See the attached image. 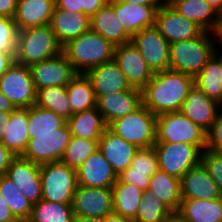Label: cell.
I'll return each instance as SVG.
<instances>
[{"label": "cell", "mask_w": 222, "mask_h": 222, "mask_svg": "<svg viewBox=\"0 0 222 222\" xmlns=\"http://www.w3.org/2000/svg\"><path fill=\"white\" fill-rule=\"evenodd\" d=\"M194 77L180 71L166 69L154 72L142 91V104L154 115L180 111Z\"/></svg>", "instance_id": "6da1fadb"}, {"label": "cell", "mask_w": 222, "mask_h": 222, "mask_svg": "<svg viewBox=\"0 0 222 222\" xmlns=\"http://www.w3.org/2000/svg\"><path fill=\"white\" fill-rule=\"evenodd\" d=\"M115 46L101 35L89 30L62 47L78 73L85 74L89 69L113 60Z\"/></svg>", "instance_id": "7a4b0ae2"}, {"label": "cell", "mask_w": 222, "mask_h": 222, "mask_svg": "<svg viewBox=\"0 0 222 222\" xmlns=\"http://www.w3.org/2000/svg\"><path fill=\"white\" fill-rule=\"evenodd\" d=\"M62 46L57 41L50 24L18 31L15 62L30 67L32 64L58 56Z\"/></svg>", "instance_id": "3957f363"}, {"label": "cell", "mask_w": 222, "mask_h": 222, "mask_svg": "<svg viewBox=\"0 0 222 222\" xmlns=\"http://www.w3.org/2000/svg\"><path fill=\"white\" fill-rule=\"evenodd\" d=\"M211 32L199 37L170 44V69L196 77L207 61L215 54Z\"/></svg>", "instance_id": "277c9868"}, {"label": "cell", "mask_w": 222, "mask_h": 222, "mask_svg": "<svg viewBox=\"0 0 222 222\" xmlns=\"http://www.w3.org/2000/svg\"><path fill=\"white\" fill-rule=\"evenodd\" d=\"M108 128L139 148H150L156 143L157 116L143 104L134 112L112 121Z\"/></svg>", "instance_id": "5b68a950"}, {"label": "cell", "mask_w": 222, "mask_h": 222, "mask_svg": "<svg viewBox=\"0 0 222 222\" xmlns=\"http://www.w3.org/2000/svg\"><path fill=\"white\" fill-rule=\"evenodd\" d=\"M40 177L43 200L72 204L78 185L75 169L61 161L46 163L40 165Z\"/></svg>", "instance_id": "8992f818"}, {"label": "cell", "mask_w": 222, "mask_h": 222, "mask_svg": "<svg viewBox=\"0 0 222 222\" xmlns=\"http://www.w3.org/2000/svg\"><path fill=\"white\" fill-rule=\"evenodd\" d=\"M156 142H185L203 151L206 148V132L181 111L163 113L157 116Z\"/></svg>", "instance_id": "52a82bcc"}, {"label": "cell", "mask_w": 222, "mask_h": 222, "mask_svg": "<svg viewBox=\"0 0 222 222\" xmlns=\"http://www.w3.org/2000/svg\"><path fill=\"white\" fill-rule=\"evenodd\" d=\"M153 147L158 155L159 169L180 179L201 162L202 150L196 145L156 142Z\"/></svg>", "instance_id": "ba28073f"}, {"label": "cell", "mask_w": 222, "mask_h": 222, "mask_svg": "<svg viewBox=\"0 0 222 222\" xmlns=\"http://www.w3.org/2000/svg\"><path fill=\"white\" fill-rule=\"evenodd\" d=\"M0 91L16 109L35 105L37 91L30 67L14 62L0 77Z\"/></svg>", "instance_id": "9c48e42d"}, {"label": "cell", "mask_w": 222, "mask_h": 222, "mask_svg": "<svg viewBox=\"0 0 222 222\" xmlns=\"http://www.w3.org/2000/svg\"><path fill=\"white\" fill-rule=\"evenodd\" d=\"M71 136L67 123L52 134L34 135L21 157L39 165L61 161Z\"/></svg>", "instance_id": "30bf717a"}, {"label": "cell", "mask_w": 222, "mask_h": 222, "mask_svg": "<svg viewBox=\"0 0 222 222\" xmlns=\"http://www.w3.org/2000/svg\"><path fill=\"white\" fill-rule=\"evenodd\" d=\"M131 43L153 72L170 69V44L155 26L135 33Z\"/></svg>", "instance_id": "8fae6325"}, {"label": "cell", "mask_w": 222, "mask_h": 222, "mask_svg": "<svg viewBox=\"0 0 222 222\" xmlns=\"http://www.w3.org/2000/svg\"><path fill=\"white\" fill-rule=\"evenodd\" d=\"M30 70L36 91L53 86L67 87L79 74L63 52L56 57L32 64Z\"/></svg>", "instance_id": "7c38bea8"}, {"label": "cell", "mask_w": 222, "mask_h": 222, "mask_svg": "<svg viewBox=\"0 0 222 222\" xmlns=\"http://www.w3.org/2000/svg\"><path fill=\"white\" fill-rule=\"evenodd\" d=\"M155 27L169 44L194 39L204 32L199 25L178 14L168 3L156 11Z\"/></svg>", "instance_id": "4fadbf2b"}, {"label": "cell", "mask_w": 222, "mask_h": 222, "mask_svg": "<svg viewBox=\"0 0 222 222\" xmlns=\"http://www.w3.org/2000/svg\"><path fill=\"white\" fill-rule=\"evenodd\" d=\"M113 60L131 88L142 90L154 74L131 42L115 46Z\"/></svg>", "instance_id": "5bb4252c"}, {"label": "cell", "mask_w": 222, "mask_h": 222, "mask_svg": "<svg viewBox=\"0 0 222 222\" xmlns=\"http://www.w3.org/2000/svg\"><path fill=\"white\" fill-rule=\"evenodd\" d=\"M72 208L74 215L102 219L113 212L112 190L77 185Z\"/></svg>", "instance_id": "9a60e30c"}, {"label": "cell", "mask_w": 222, "mask_h": 222, "mask_svg": "<svg viewBox=\"0 0 222 222\" xmlns=\"http://www.w3.org/2000/svg\"><path fill=\"white\" fill-rule=\"evenodd\" d=\"M5 175L33 205L42 199L39 164L17 156L11 160Z\"/></svg>", "instance_id": "2e32d148"}, {"label": "cell", "mask_w": 222, "mask_h": 222, "mask_svg": "<svg viewBox=\"0 0 222 222\" xmlns=\"http://www.w3.org/2000/svg\"><path fill=\"white\" fill-rule=\"evenodd\" d=\"M77 184L85 187L112 188L118 176L98 149L76 170Z\"/></svg>", "instance_id": "e0dca14e"}, {"label": "cell", "mask_w": 222, "mask_h": 222, "mask_svg": "<svg viewBox=\"0 0 222 222\" xmlns=\"http://www.w3.org/2000/svg\"><path fill=\"white\" fill-rule=\"evenodd\" d=\"M142 105V91L130 90L102 95L97 99L98 111L109 125L112 121L134 112Z\"/></svg>", "instance_id": "ac0fdd59"}, {"label": "cell", "mask_w": 222, "mask_h": 222, "mask_svg": "<svg viewBox=\"0 0 222 222\" xmlns=\"http://www.w3.org/2000/svg\"><path fill=\"white\" fill-rule=\"evenodd\" d=\"M85 75L90 79L96 98L130 90L125 75L114 60L89 69Z\"/></svg>", "instance_id": "d6986e66"}, {"label": "cell", "mask_w": 222, "mask_h": 222, "mask_svg": "<svg viewBox=\"0 0 222 222\" xmlns=\"http://www.w3.org/2000/svg\"><path fill=\"white\" fill-rule=\"evenodd\" d=\"M98 149L114 172L121 174L129 166L138 148L107 128L98 141Z\"/></svg>", "instance_id": "ffe728a7"}, {"label": "cell", "mask_w": 222, "mask_h": 222, "mask_svg": "<svg viewBox=\"0 0 222 222\" xmlns=\"http://www.w3.org/2000/svg\"><path fill=\"white\" fill-rule=\"evenodd\" d=\"M220 106L194 85L180 111L207 132L213 124Z\"/></svg>", "instance_id": "44dd1931"}, {"label": "cell", "mask_w": 222, "mask_h": 222, "mask_svg": "<svg viewBox=\"0 0 222 222\" xmlns=\"http://www.w3.org/2000/svg\"><path fill=\"white\" fill-rule=\"evenodd\" d=\"M182 199H217L222 193L217 183L200 163L188 170L181 178Z\"/></svg>", "instance_id": "7402d4cb"}, {"label": "cell", "mask_w": 222, "mask_h": 222, "mask_svg": "<svg viewBox=\"0 0 222 222\" xmlns=\"http://www.w3.org/2000/svg\"><path fill=\"white\" fill-rule=\"evenodd\" d=\"M161 6H144L114 0V12L122 28L132 37L144 28L155 26V14Z\"/></svg>", "instance_id": "603a6c76"}, {"label": "cell", "mask_w": 222, "mask_h": 222, "mask_svg": "<svg viewBox=\"0 0 222 222\" xmlns=\"http://www.w3.org/2000/svg\"><path fill=\"white\" fill-rule=\"evenodd\" d=\"M90 17L84 13L54 8L50 26L59 44L63 47L90 30Z\"/></svg>", "instance_id": "cb8c5ba5"}, {"label": "cell", "mask_w": 222, "mask_h": 222, "mask_svg": "<svg viewBox=\"0 0 222 222\" xmlns=\"http://www.w3.org/2000/svg\"><path fill=\"white\" fill-rule=\"evenodd\" d=\"M55 0H17L14 21L18 31L50 24Z\"/></svg>", "instance_id": "d4e9b609"}, {"label": "cell", "mask_w": 222, "mask_h": 222, "mask_svg": "<svg viewBox=\"0 0 222 222\" xmlns=\"http://www.w3.org/2000/svg\"><path fill=\"white\" fill-rule=\"evenodd\" d=\"M90 30L104 37L114 46L131 42V36L118 21L114 12V0L103 6L90 18Z\"/></svg>", "instance_id": "484cf974"}, {"label": "cell", "mask_w": 222, "mask_h": 222, "mask_svg": "<svg viewBox=\"0 0 222 222\" xmlns=\"http://www.w3.org/2000/svg\"><path fill=\"white\" fill-rule=\"evenodd\" d=\"M28 108L15 109L8 124L3 127L1 142L15 156H22L26 149L28 134Z\"/></svg>", "instance_id": "4316f807"}, {"label": "cell", "mask_w": 222, "mask_h": 222, "mask_svg": "<svg viewBox=\"0 0 222 222\" xmlns=\"http://www.w3.org/2000/svg\"><path fill=\"white\" fill-rule=\"evenodd\" d=\"M67 125L72 136L90 140H99L108 128L97 107L73 114Z\"/></svg>", "instance_id": "83f0119b"}, {"label": "cell", "mask_w": 222, "mask_h": 222, "mask_svg": "<svg viewBox=\"0 0 222 222\" xmlns=\"http://www.w3.org/2000/svg\"><path fill=\"white\" fill-rule=\"evenodd\" d=\"M168 4L178 14L192 20L206 32L213 30L219 17L205 0H171Z\"/></svg>", "instance_id": "f1b7e54d"}, {"label": "cell", "mask_w": 222, "mask_h": 222, "mask_svg": "<svg viewBox=\"0 0 222 222\" xmlns=\"http://www.w3.org/2000/svg\"><path fill=\"white\" fill-rule=\"evenodd\" d=\"M178 212L188 222H222V197L182 199Z\"/></svg>", "instance_id": "f546056e"}, {"label": "cell", "mask_w": 222, "mask_h": 222, "mask_svg": "<svg viewBox=\"0 0 222 222\" xmlns=\"http://www.w3.org/2000/svg\"><path fill=\"white\" fill-rule=\"evenodd\" d=\"M148 191L162 200L172 211L181 204V179L157 170L151 177Z\"/></svg>", "instance_id": "4dcf8cb0"}, {"label": "cell", "mask_w": 222, "mask_h": 222, "mask_svg": "<svg viewBox=\"0 0 222 222\" xmlns=\"http://www.w3.org/2000/svg\"><path fill=\"white\" fill-rule=\"evenodd\" d=\"M111 190L113 211L132 222L137 216L138 206L144 191L119 179H117Z\"/></svg>", "instance_id": "1f68e13d"}, {"label": "cell", "mask_w": 222, "mask_h": 222, "mask_svg": "<svg viewBox=\"0 0 222 222\" xmlns=\"http://www.w3.org/2000/svg\"><path fill=\"white\" fill-rule=\"evenodd\" d=\"M194 85L222 106V61L216 54L194 78Z\"/></svg>", "instance_id": "d6a6232c"}, {"label": "cell", "mask_w": 222, "mask_h": 222, "mask_svg": "<svg viewBox=\"0 0 222 222\" xmlns=\"http://www.w3.org/2000/svg\"><path fill=\"white\" fill-rule=\"evenodd\" d=\"M66 91L70 100L72 115L97 107V98L91 81L85 74L79 73L66 87Z\"/></svg>", "instance_id": "836d02e7"}, {"label": "cell", "mask_w": 222, "mask_h": 222, "mask_svg": "<svg viewBox=\"0 0 222 222\" xmlns=\"http://www.w3.org/2000/svg\"><path fill=\"white\" fill-rule=\"evenodd\" d=\"M67 123L63 117L55 112L33 105L28 108V134L34 135L52 134L54 130L63 127Z\"/></svg>", "instance_id": "e575fe53"}, {"label": "cell", "mask_w": 222, "mask_h": 222, "mask_svg": "<svg viewBox=\"0 0 222 222\" xmlns=\"http://www.w3.org/2000/svg\"><path fill=\"white\" fill-rule=\"evenodd\" d=\"M35 105L53 111L65 120L72 116L70 100L64 86L46 87L37 90Z\"/></svg>", "instance_id": "d590c367"}, {"label": "cell", "mask_w": 222, "mask_h": 222, "mask_svg": "<svg viewBox=\"0 0 222 222\" xmlns=\"http://www.w3.org/2000/svg\"><path fill=\"white\" fill-rule=\"evenodd\" d=\"M0 193L18 221L27 222L30 219L33 204L6 175L0 176Z\"/></svg>", "instance_id": "8d00e7d4"}, {"label": "cell", "mask_w": 222, "mask_h": 222, "mask_svg": "<svg viewBox=\"0 0 222 222\" xmlns=\"http://www.w3.org/2000/svg\"><path fill=\"white\" fill-rule=\"evenodd\" d=\"M72 204L48 202L43 199L33 205L27 222H73Z\"/></svg>", "instance_id": "74e56055"}, {"label": "cell", "mask_w": 222, "mask_h": 222, "mask_svg": "<svg viewBox=\"0 0 222 222\" xmlns=\"http://www.w3.org/2000/svg\"><path fill=\"white\" fill-rule=\"evenodd\" d=\"M98 141L71 136L61 162L77 170L90 155L98 150Z\"/></svg>", "instance_id": "f35d334b"}, {"label": "cell", "mask_w": 222, "mask_h": 222, "mask_svg": "<svg viewBox=\"0 0 222 222\" xmlns=\"http://www.w3.org/2000/svg\"><path fill=\"white\" fill-rule=\"evenodd\" d=\"M172 210L150 191H144L132 222H162Z\"/></svg>", "instance_id": "ab89813d"}, {"label": "cell", "mask_w": 222, "mask_h": 222, "mask_svg": "<svg viewBox=\"0 0 222 222\" xmlns=\"http://www.w3.org/2000/svg\"><path fill=\"white\" fill-rule=\"evenodd\" d=\"M132 171L148 172L151 177L159 170V159L154 147L139 148L130 163Z\"/></svg>", "instance_id": "60d3db41"}, {"label": "cell", "mask_w": 222, "mask_h": 222, "mask_svg": "<svg viewBox=\"0 0 222 222\" xmlns=\"http://www.w3.org/2000/svg\"><path fill=\"white\" fill-rule=\"evenodd\" d=\"M18 29L13 18L0 16V51L15 52Z\"/></svg>", "instance_id": "b9f144b4"}, {"label": "cell", "mask_w": 222, "mask_h": 222, "mask_svg": "<svg viewBox=\"0 0 222 222\" xmlns=\"http://www.w3.org/2000/svg\"><path fill=\"white\" fill-rule=\"evenodd\" d=\"M200 163L217 183L222 193V152L204 149L201 153Z\"/></svg>", "instance_id": "7bdbcfd3"}, {"label": "cell", "mask_w": 222, "mask_h": 222, "mask_svg": "<svg viewBox=\"0 0 222 222\" xmlns=\"http://www.w3.org/2000/svg\"><path fill=\"white\" fill-rule=\"evenodd\" d=\"M205 149L222 152V106H220L210 129L206 132Z\"/></svg>", "instance_id": "ee69618b"}, {"label": "cell", "mask_w": 222, "mask_h": 222, "mask_svg": "<svg viewBox=\"0 0 222 222\" xmlns=\"http://www.w3.org/2000/svg\"><path fill=\"white\" fill-rule=\"evenodd\" d=\"M118 179L122 182L133 184L142 191H147L149 188L150 176L148 172L132 171V167H128L119 174Z\"/></svg>", "instance_id": "f6af8a7d"}, {"label": "cell", "mask_w": 222, "mask_h": 222, "mask_svg": "<svg viewBox=\"0 0 222 222\" xmlns=\"http://www.w3.org/2000/svg\"><path fill=\"white\" fill-rule=\"evenodd\" d=\"M108 2L109 0H81V13H84L91 18Z\"/></svg>", "instance_id": "bcb514c9"}, {"label": "cell", "mask_w": 222, "mask_h": 222, "mask_svg": "<svg viewBox=\"0 0 222 222\" xmlns=\"http://www.w3.org/2000/svg\"><path fill=\"white\" fill-rule=\"evenodd\" d=\"M15 156L7 149V147L0 141V176L5 175L11 160Z\"/></svg>", "instance_id": "7dc6e473"}, {"label": "cell", "mask_w": 222, "mask_h": 222, "mask_svg": "<svg viewBox=\"0 0 222 222\" xmlns=\"http://www.w3.org/2000/svg\"><path fill=\"white\" fill-rule=\"evenodd\" d=\"M55 8L81 13V0H55Z\"/></svg>", "instance_id": "c3c4849f"}, {"label": "cell", "mask_w": 222, "mask_h": 222, "mask_svg": "<svg viewBox=\"0 0 222 222\" xmlns=\"http://www.w3.org/2000/svg\"><path fill=\"white\" fill-rule=\"evenodd\" d=\"M0 222H20L11 213L5 199L0 193Z\"/></svg>", "instance_id": "681fc988"}, {"label": "cell", "mask_w": 222, "mask_h": 222, "mask_svg": "<svg viewBox=\"0 0 222 222\" xmlns=\"http://www.w3.org/2000/svg\"><path fill=\"white\" fill-rule=\"evenodd\" d=\"M17 0H0V16L13 18Z\"/></svg>", "instance_id": "f907efd6"}, {"label": "cell", "mask_w": 222, "mask_h": 222, "mask_svg": "<svg viewBox=\"0 0 222 222\" xmlns=\"http://www.w3.org/2000/svg\"><path fill=\"white\" fill-rule=\"evenodd\" d=\"M14 54H15V52H2V51H0V77L15 62Z\"/></svg>", "instance_id": "816d5d0a"}, {"label": "cell", "mask_w": 222, "mask_h": 222, "mask_svg": "<svg viewBox=\"0 0 222 222\" xmlns=\"http://www.w3.org/2000/svg\"><path fill=\"white\" fill-rule=\"evenodd\" d=\"M211 34L215 43V47H217L216 49H220V47H222V14H219L218 20L216 21V24L213 30L211 31ZM217 42H219L220 44L218 43L217 45Z\"/></svg>", "instance_id": "f5cc1de1"}, {"label": "cell", "mask_w": 222, "mask_h": 222, "mask_svg": "<svg viewBox=\"0 0 222 222\" xmlns=\"http://www.w3.org/2000/svg\"><path fill=\"white\" fill-rule=\"evenodd\" d=\"M15 109L16 107L12 104V102L8 98H6L0 91V111L12 113Z\"/></svg>", "instance_id": "db71d44e"}, {"label": "cell", "mask_w": 222, "mask_h": 222, "mask_svg": "<svg viewBox=\"0 0 222 222\" xmlns=\"http://www.w3.org/2000/svg\"><path fill=\"white\" fill-rule=\"evenodd\" d=\"M130 4H139L144 6H163L165 3L162 0H119Z\"/></svg>", "instance_id": "11a10c76"}, {"label": "cell", "mask_w": 222, "mask_h": 222, "mask_svg": "<svg viewBox=\"0 0 222 222\" xmlns=\"http://www.w3.org/2000/svg\"><path fill=\"white\" fill-rule=\"evenodd\" d=\"M102 222H131V221L113 211L107 214L104 218H102Z\"/></svg>", "instance_id": "9f6ffc18"}, {"label": "cell", "mask_w": 222, "mask_h": 222, "mask_svg": "<svg viewBox=\"0 0 222 222\" xmlns=\"http://www.w3.org/2000/svg\"><path fill=\"white\" fill-rule=\"evenodd\" d=\"M162 222H188L178 211H171Z\"/></svg>", "instance_id": "6f0895ef"}, {"label": "cell", "mask_w": 222, "mask_h": 222, "mask_svg": "<svg viewBox=\"0 0 222 222\" xmlns=\"http://www.w3.org/2000/svg\"><path fill=\"white\" fill-rule=\"evenodd\" d=\"M10 117H11V113L0 111V141L3 134V127H5V124H8Z\"/></svg>", "instance_id": "680465c9"}, {"label": "cell", "mask_w": 222, "mask_h": 222, "mask_svg": "<svg viewBox=\"0 0 222 222\" xmlns=\"http://www.w3.org/2000/svg\"><path fill=\"white\" fill-rule=\"evenodd\" d=\"M218 14H222V0H205Z\"/></svg>", "instance_id": "91938a15"}, {"label": "cell", "mask_w": 222, "mask_h": 222, "mask_svg": "<svg viewBox=\"0 0 222 222\" xmlns=\"http://www.w3.org/2000/svg\"><path fill=\"white\" fill-rule=\"evenodd\" d=\"M73 222H102V219L74 215Z\"/></svg>", "instance_id": "94428289"}, {"label": "cell", "mask_w": 222, "mask_h": 222, "mask_svg": "<svg viewBox=\"0 0 222 222\" xmlns=\"http://www.w3.org/2000/svg\"><path fill=\"white\" fill-rule=\"evenodd\" d=\"M221 49H216L215 50V54L220 58V60L222 61V50Z\"/></svg>", "instance_id": "6125c7cd"}, {"label": "cell", "mask_w": 222, "mask_h": 222, "mask_svg": "<svg viewBox=\"0 0 222 222\" xmlns=\"http://www.w3.org/2000/svg\"><path fill=\"white\" fill-rule=\"evenodd\" d=\"M165 4L169 3L171 0H162Z\"/></svg>", "instance_id": "be15d7a7"}]
</instances>
